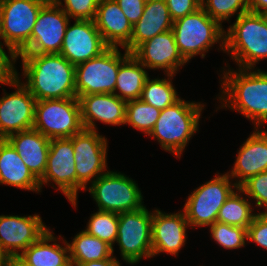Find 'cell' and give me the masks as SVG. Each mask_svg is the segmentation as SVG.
Instances as JSON below:
<instances>
[{"instance_id":"cell-38","label":"cell","mask_w":267,"mask_h":266,"mask_svg":"<svg viewBox=\"0 0 267 266\" xmlns=\"http://www.w3.org/2000/svg\"><path fill=\"white\" fill-rule=\"evenodd\" d=\"M173 21L192 14L201 8V0H165Z\"/></svg>"},{"instance_id":"cell-39","label":"cell","mask_w":267,"mask_h":266,"mask_svg":"<svg viewBox=\"0 0 267 266\" xmlns=\"http://www.w3.org/2000/svg\"><path fill=\"white\" fill-rule=\"evenodd\" d=\"M125 14L131 25L141 18L146 4L145 0H114Z\"/></svg>"},{"instance_id":"cell-42","label":"cell","mask_w":267,"mask_h":266,"mask_svg":"<svg viewBox=\"0 0 267 266\" xmlns=\"http://www.w3.org/2000/svg\"><path fill=\"white\" fill-rule=\"evenodd\" d=\"M249 11L265 13L267 11V0H249Z\"/></svg>"},{"instance_id":"cell-22","label":"cell","mask_w":267,"mask_h":266,"mask_svg":"<svg viewBox=\"0 0 267 266\" xmlns=\"http://www.w3.org/2000/svg\"><path fill=\"white\" fill-rule=\"evenodd\" d=\"M94 23L109 47L124 49L130 43L133 25L114 0L99 1Z\"/></svg>"},{"instance_id":"cell-40","label":"cell","mask_w":267,"mask_h":266,"mask_svg":"<svg viewBox=\"0 0 267 266\" xmlns=\"http://www.w3.org/2000/svg\"><path fill=\"white\" fill-rule=\"evenodd\" d=\"M11 58V59H9ZM13 58L8 56L3 50V47H0V83L1 85L13 75Z\"/></svg>"},{"instance_id":"cell-15","label":"cell","mask_w":267,"mask_h":266,"mask_svg":"<svg viewBox=\"0 0 267 266\" xmlns=\"http://www.w3.org/2000/svg\"><path fill=\"white\" fill-rule=\"evenodd\" d=\"M54 181L69 201L76 199V163L71 138L51 139L42 185Z\"/></svg>"},{"instance_id":"cell-9","label":"cell","mask_w":267,"mask_h":266,"mask_svg":"<svg viewBox=\"0 0 267 266\" xmlns=\"http://www.w3.org/2000/svg\"><path fill=\"white\" fill-rule=\"evenodd\" d=\"M88 190L100 211L121 213L144 207L136 182L120 172L107 171Z\"/></svg>"},{"instance_id":"cell-14","label":"cell","mask_w":267,"mask_h":266,"mask_svg":"<svg viewBox=\"0 0 267 266\" xmlns=\"http://www.w3.org/2000/svg\"><path fill=\"white\" fill-rule=\"evenodd\" d=\"M69 18L55 1H47L34 24L29 45L20 54H59Z\"/></svg>"},{"instance_id":"cell-3","label":"cell","mask_w":267,"mask_h":266,"mask_svg":"<svg viewBox=\"0 0 267 266\" xmlns=\"http://www.w3.org/2000/svg\"><path fill=\"white\" fill-rule=\"evenodd\" d=\"M227 32V33H226ZM224 52L240 68L254 69L258 61L267 58V20L263 14L247 11L225 31Z\"/></svg>"},{"instance_id":"cell-4","label":"cell","mask_w":267,"mask_h":266,"mask_svg":"<svg viewBox=\"0 0 267 266\" xmlns=\"http://www.w3.org/2000/svg\"><path fill=\"white\" fill-rule=\"evenodd\" d=\"M204 104L179 99L161 110L149 136L156 138L165 151L180 158L190 138L198 131Z\"/></svg>"},{"instance_id":"cell-20","label":"cell","mask_w":267,"mask_h":266,"mask_svg":"<svg viewBox=\"0 0 267 266\" xmlns=\"http://www.w3.org/2000/svg\"><path fill=\"white\" fill-rule=\"evenodd\" d=\"M84 129L96 130L94 121L105 124H125L126 101L114 93L89 94L78 97Z\"/></svg>"},{"instance_id":"cell-8","label":"cell","mask_w":267,"mask_h":266,"mask_svg":"<svg viewBox=\"0 0 267 266\" xmlns=\"http://www.w3.org/2000/svg\"><path fill=\"white\" fill-rule=\"evenodd\" d=\"M130 54L126 50L121 54L118 47H109L98 57L77 64L75 66L76 97L114 93L120 64Z\"/></svg>"},{"instance_id":"cell-11","label":"cell","mask_w":267,"mask_h":266,"mask_svg":"<svg viewBox=\"0 0 267 266\" xmlns=\"http://www.w3.org/2000/svg\"><path fill=\"white\" fill-rule=\"evenodd\" d=\"M153 213L146 207L130 212L118 213L117 240L122 259L135 264L141 258L152 257Z\"/></svg>"},{"instance_id":"cell-31","label":"cell","mask_w":267,"mask_h":266,"mask_svg":"<svg viewBox=\"0 0 267 266\" xmlns=\"http://www.w3.org/2000/svg\"><path fill=\"white\" fill-rule=\"evenodd\" d=\"M160 110L152 105L138 100L126 103L125 124L131 125L145 134L149 135L157 122Z\"/></svg>"},{"instance_id":"cell-13","label":"cell","mask_w":267,"mask_h":266,"mask_svg":"<svg viewBox=\"0 0 267 266\" xmlns=\"http://www.w3.org/2000/svg\"><path fill=\"white\" fill-rule=\"evenodd\" d=\"M19 78L13 67V75L5 82V85L16 87L17 90L10 94L4 92V96L0 98V139L33 129L34 126L37 100Z\"/></svg>"},{"instance_id":"cell-28","label":"cell","mask_w":267,"mask_h":266,"mask_svg":"<svg viewBox=\"0 0 267 266\" xmlns=\"http://www.w3.org/2000/svg\"><path fill=\"white\" fill-rule=\"evenodd\" d=\"M71 264L100 261L111 258L114 249L106 242L90 235L85 230L79 232L72 243H67Z\"/></svg>"},{"instance_id":"cell-25","label":"cell","mask_w":267,"mask_h":266,"mask_svg":"<svg viewBox=\"0 0 267 266\" xmlns=\"http://www.w3.org/2000/svg\"><path fill=\"white\" fill-rule=\"evenodd\" d=\"M173 20L170 17L165 0L146 1L144 12L138 22L133 25L130 43L124 48L132 53L140 44L158 34L172 30Z\"/></svg>"},{"instance_id":"cell-41","label":"cell","mask_w":267,"mask_h":266,"mask_svg":"<svg viewBox=\"0 0 267 266\" xmlns=\"http://www.w3.org/2000/svg\"><path fill=\"white\" fill-rule=\"evenodd\" d=\"M76 265L77 266H121L119 261L114 256H112L111 258L100 260V261L78 263Z\"/></svg>"},{"instance_id":"cell-45","label":"cell","mask_w":267,"mask_h":266,"mask_svg":"<svg viewBox=\"0 0 267 266\" xmlns=\"http://www.w3.org/2000/svg\"><path fill=\"white\" fill-rule=\"evenodd\" d=\"M263 15L265 16V18L267 20V11L265 13H263Z\"/></svg>"},{"instance_id":"cell-36","label":"cell","mask_w":267,"mask_h":266,"mask_svg":"<svg viewBox=\"0 0 267 266\" xmlns=\"http://www.w3.org/2000/svg\"><path fill=\"white\" fill-rule=\"evenodd\" d=\"M55 0L63 11L75 20H94L100 0Z\"/></svg>"},{"instance_id":"cell-10","label":"cell","mask_w":267,"mask_h":266,"mask_svg":"<svg viewBox=\"0 0 267 266\" xmlns=\"http://www.w3.org/2000/svg\"><path fill=\"white\" fill-rule=\"evenodd\" d=\"M228 173L216 175L189 195L184 213L190 227L210 226L217 222L220 208L238 186L231 183Z\"/></svg>"},{"instance_id":"cell-27","label":"cell","mask_w":267,"mask_h":266,"mask_svg":"<svg viewBox=\"0 0 267 266\" xmlns=\"http://www.w3.org/2000/svg\"><path fill=\"white\" fill-rule=\"evenodd\" d=\"M145 68L143 64L130 54L120 64L114 94L126 102L140 99L148 78ZM116 90H119L121 94L117 93Z\"/></svg>"},{"instance_id":"cell-19","label":"cell","mask_w":267,"mask_h":266,"mask_svg":"<svg viewBox=\"0 0 267 266\" xmlns=\"http://www.w3.org/2000/svg\"><path fill=\"white\" fill-rule=\"evenodd\" d=\"M185 213L166 214L156 209L152 218V257L162 252L177 255L186 242L189 227Z\"/></svg>"},{"instance_id":"cell-34","label":"cell","mask_w":267,"mask_h":266,"mask_svg":"<svg viewBox=\"0 0 267 266\" xmlns=\"http://www.w3.org/2000/svg\"><path fill=\"white\" fill-rule=\"evenodd\" d=\"M211 237L226 249H236L245 246L247 229L215 222L210 225Z\"/></svg>"},{"instance_id":"cell-2","label":"cell","mask_w":267,"mask_h":266,"mask_svg":"<svg viewBox=\"0 0 267 266\" xmlns=\"http://www.w3.org/2000/svg\"><path fill=\"white\" fill-rule=\"evenodd\" d=\"M238 69L223 72L221 107L237 110L260 128L267 122V72Z\"/></svg>"},{"instance_id":"cell-37","label":"cell","mask_w":267,"mask_h":266,"mask_svg":"<svg viewBox=\"0 0 267 266\" xmlns=\"http://www.w3.org/2000/svg\"><path fill=\"white\" fill-rule=\"evenodd\" d=\"M247 239L267 249V212H259L247 228Z\"/></svg>"},{"instance_id":"cell-43","label":"cell","mask_w":267,"mask_h":266,"mask_svg":"<svg viewBox=\"0 0 267 266\" xmlns=\"http://www.w3.org/2000/svg\"><path fill=\"white\" fill-rule=\"evenodd\" d=\"M0 266H11V261L0 250Z\"/></svg>"},{"instance_id":"cell-7","label":"cell","mask_w":267,"mask_h":266,"mask_svg":"<svg viewBox=\"0 0 267 266\" xmlns=\"http://www.w3.org/2000/svg\"><path fill=\"white\" fill-rule=\"evenodd\" d=\"M33 129L51 139L71 138L84 129L77 97L39 100Z\"/></svg>"},{"instance_id":"cell-44","label":"cell","mask_w":267,"mask_h":266,"mask_svg":"<svg viewBox=\"0 0 267 266\" xmlns=\"http://www.w3.org/2000/svg\"><path fill=\"white\" fill-rule=\"evenodd\" d=\"M0 39H2V29H1V13H0ZM2 42H0V47L4 46L3 44H1Z\"/></svg>"},{"instance_id":"cell-21","label":"cell","mask_w":267,"mask_h":266,"mask_svg":"<svg viewBox=\"0 0 267 266\" xmlns=\"http://www.w3.org/2000/svg\"><path fill=\"white\" fill-rule=\"evenodd\" d=\"M258 129L240 147L231 173L227 172L230 178L239 180L234 182L238 187L248 178L267 171V131Z\"/></svg>"},{"instance_id":"cell-18","label":"cell","mask_w":267,"mask_h":266,"mask_svg":"<svg viewBox=\"0 0 267 266\" xmlns=\"http://www.w3.org/2000/svg\"><path fill=\"white\" fill-rule=\"evenodd\" d=\"M147 69H163L166 74L174 75L179 66L187 62L183 59L176 45L172 30L156 35L140 44L131 53Z\"/></svg>"},{"instance_id":"cell-32","label":"cell","mask_w":267,"mask_h":266,"mask_svg":"<svg viewBox=\"0 0 267 266\" xmlns=\"http://www.w3.org/2000/svg\"><path fill=\"white\" fill-rule=\"evenodd\" d=\"M118 223V213L98 210L90 217L85 231L113 248L117 240Z\"/></svg>"},{"instance_id":"cell-16","label":"cell","mask_w":267,"mask_h":266,"mask_svg":"<svg viewBox=\"0 0 267 266\" xmlns=\"http://www.w3.org/2000/svg\"><path fill=\"white\" fill-rule=\"evenodd\" d=\"M48 230L36 214L28 217L0 215V250L12 261Z\"/></svg>"},{"instance_id":"cell-26","label":"cell","mask_w":267,"mask_h":266,"mask_svg":"<svg viewBox=\"0 0 267 266\" xmlns=\"http://www.w3.org/2000/svg\"><path fill=\"white\" fill-rule=\"evenodd\" d=\"M0 184L41 192L39 180L6 139H0Z\"/></svg>"},{"instance_id":"cell-23","label":"cell","mask_w":267,"mask_h":266,"mask_svg":"<svg viewBox=\"0 0 267 266\" xmlns=\"http://www.w3.org/2000/svg\"><path fill=\"white\" fill-rule=\"evenodd\" d=\"M6 140L13 146L31 173L40 180L48 159L50 139L30 129L11 134Z\"/></svg>"},{"instance_id":"cell-33","label":"cell","mask_w":267,"mask_h":266,"mask_svg":"<svg viewBox=\"0 0 267 266\" xmlns=\"http://www.w3.org/2000/svg\"><path fill=\"white\" fill-rule=\"evenodd\" d=\"M201 8L222 26L235 13L238 17L249 11V0H201Z\"/></svg>"},{"instance_id":"cell-29","label":"cell","mask_w":267,"mask_h":266,"mask_svg":"<svg viewBox=\"0 0 267 266\" xmlns=\"http://www.w3.org/2000/svg\"><path fill=\"white\" fill-rule=\"evenodd\" d=\"M250 200L233 191L219 210L217 222L247 229L257 214Z\"/></svg>"},{"instance_id":"cell-24","label":"cell","mask_w":267,"mask_h":266,"mask_svg":"<svg viewBox=\"0 0 267 266\" xmlns=\"http://www.w3.org/2000/svg\"><path fill=\"white\" fill-rule=\"evenodd\" d=\"M56 237L50 229L36 242L25 249L16 259L11 261V266H69L71 264L69 247L56 243ZM54 242L50 244L48 242Z\"/></svg>"},{"instance_id":"cell-35","label":"cell","mask_w":267,"mask_h":266,"mask_svg":"<svg viewBox=\"0 0 267 266\" xmlns=\"http://www.w3.org/2000/svg\"><path fill=\"white\" fill-rule=\"evenodd\" d=\"M237 190L238 193H244L249 198L255 199L256 206L267 209V171L248 178Z\"/></svg>"},{"instance_id":"cell-1","label":"cell","mask_w":267,"mask_h":266,"mask_svg":"<svg viewBox=\"0 0 267 266\" xmlns=\"http://www.w3.org/2000/svg\"><path fill=\"white\" fill-rule=\"evenodd\" d=\"M21 56L22 83L37 100H53L76 97L75 65L61 54H19Z\"/></svg>"},{"instance_id":"cell-6","label":"cell","mask_w":267,"mask_h":266,"mask_svg":"<svg viewBox=\"0 0 267 266\" xmlns=\"http://www.w3.org/2000/svg\"><path fill=\"white\" fill-rule=\"evenodd\" d=\"M46 2L47 0H0L2 40L12 58L29 45L34 24Z\"/></svg>"},{"instance_id":"cell-17","label":"cell","mask_w":267,"mask_h":266,"mask_svg":"<svg viewBox=\"0 0 267 266\" xmlns=\"http://www.w3.org/2000/svg\"><path fill=\"white\" fill-rule=\"evenodd\" d=\"M108 48L94 20H75L74 25H67L59 54L76 66L98 57Z\"/></svg>"},{"instance_id":"cell-5","label":"cell","mask_w":267,"mask_h":266,"mask_svg":"<svg viewBox=\"0 0 267 266\" xmlns=\"http://www.w3.org/2000/svg\"><path fill=\"white\" fill-rule=\"evenodd\" d=\"M172 31L179 53L186 62L198 54L204 58V53L220 40L224 51V29L202 8L173 21Z\"/></svg>"},{"instance_id":"cell-12","label":"cell","mask_w":267,"mask_h":266,"mask_svg":"<svg viewBox=\"0 0 267 266\" xmlns=\"http://www.w3.org/2000/svg\"><path fill=\"white\" fill-rule=\"evenodd\" d=\"M96 131L83 129L72 137L76 163V199L70 203L74 207L77 205L78 190H86L88 182L93 183L107 170V139Z\"/></svg>"},{"instance_id":"cell-30","label":"cell","mask_w":267,"mask_h":266,"mask_svg":"<svg viewBox=\"0 0 267 266\" xmlns=\"http://www.w3.org/2000/svg\"><path fill=\"white\" fill-rule=\"evenodd\" d=\"M167 77L169 78L151 80L148 77L143 87L140 100L160 111L177 102L180 98L171 81L174 75L167 74Z\"/></svg>"}]
</instances>
